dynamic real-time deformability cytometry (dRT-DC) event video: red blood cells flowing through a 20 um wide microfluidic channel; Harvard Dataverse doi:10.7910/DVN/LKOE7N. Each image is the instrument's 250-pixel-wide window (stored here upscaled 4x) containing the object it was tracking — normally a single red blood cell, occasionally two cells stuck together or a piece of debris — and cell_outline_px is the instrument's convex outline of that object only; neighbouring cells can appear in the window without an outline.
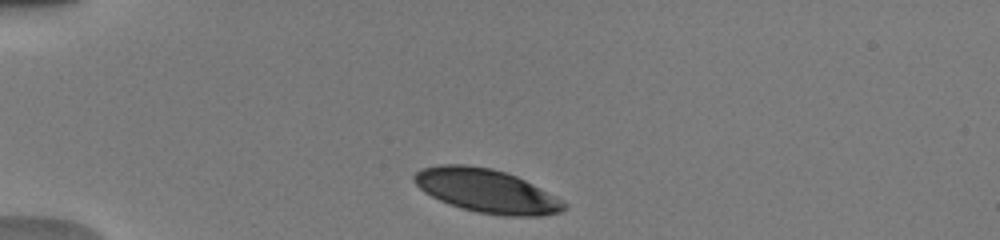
{"species": "human", "species_latin": "Homo sapiens", "temperature_condition": "warm", "stored_images_in_passage": 6, "camera_frame_rate_fps": 3000, "um_per_image_px": 0.085, "donor": {"sex": "male"}, "frame": {"image": 1, "passage_image": 1, "time_ms": 0.0, "image_size_px": [1000, 240], "cell_outline_px": [[568, 208], [560, 212], [544, 216], [504, 216], [476, 212], [460, 208], [448, 204], [424, 192], [412, 180], [412, 176], [420, 168], [440, 164], [464, 164], [492, 168], [516, 176], [564, 200], [568, 204]], "centroid_in_image_um": [41.36, 16.23], "position_along_channel_um": 43.6, "area_um2": 38.38}}
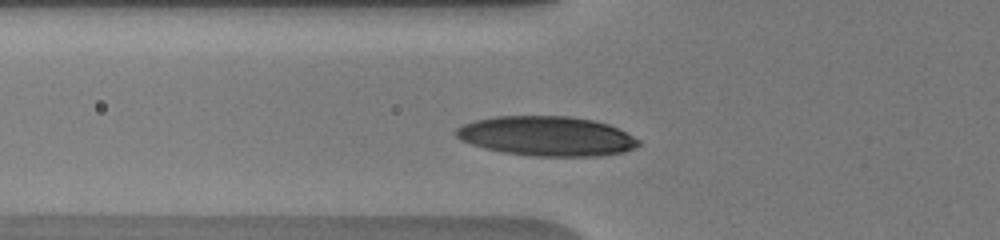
{"frame": {"image": 2, "passage_image": 4, "time_ms": 2.0, "image_size_px": [1000, 240], "cell_outline_px": [[640, 144], [636, 148], [624, 152], [600, 156], [532, 156], [504, 152], [484, 148], [460, 140], [456, 136], [456, 128], [464, 124], [476, 120], [496, 116], [568, 116], [592, 120], [608, 124], [640, 140]], "centroid_in_image_um": [46.47, 11.57], "position_along_channel_um": 79.3, "area_um2": 42.02}}